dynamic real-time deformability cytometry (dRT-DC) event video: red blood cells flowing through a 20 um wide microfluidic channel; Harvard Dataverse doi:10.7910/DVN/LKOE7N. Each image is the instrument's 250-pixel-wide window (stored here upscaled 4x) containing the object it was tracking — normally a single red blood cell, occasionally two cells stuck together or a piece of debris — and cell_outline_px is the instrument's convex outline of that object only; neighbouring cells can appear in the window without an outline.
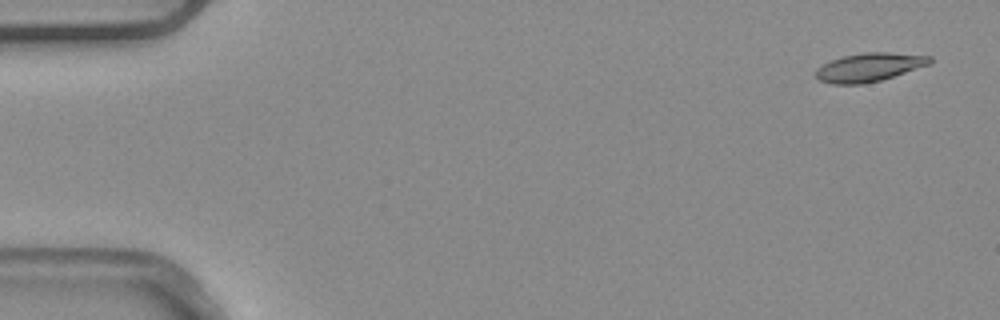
{"species": "common noctule bat (a hibernating species)", "species_latin": "Nyctalus noctula", "temperature_condition": "warm", "stored_images_in_passage": 5, "segment_of_instrument_passage": [2, 2], "camera_frame_rate_fps": 3000, "um_per_image_px": 0.085, "animal": {"sex": "male", "body_mass_g": 20.4}, "frame": {"image": 1, "passage_image": 5, "time_ms": 1.333, "image_size_px": [1000, 320], "cell_outline_px": [[932, 64], [880, 80], [864, 84], [832, 84], [820, 80], [816, 76], [816, 68], [832, 60], [844, 56], [864, 52], [888, 52], [932, 56]], "centroid_in_image_um": [73.92, 5.71], "position_along_channel_um": 11.1, "area_um2": 18.9}}